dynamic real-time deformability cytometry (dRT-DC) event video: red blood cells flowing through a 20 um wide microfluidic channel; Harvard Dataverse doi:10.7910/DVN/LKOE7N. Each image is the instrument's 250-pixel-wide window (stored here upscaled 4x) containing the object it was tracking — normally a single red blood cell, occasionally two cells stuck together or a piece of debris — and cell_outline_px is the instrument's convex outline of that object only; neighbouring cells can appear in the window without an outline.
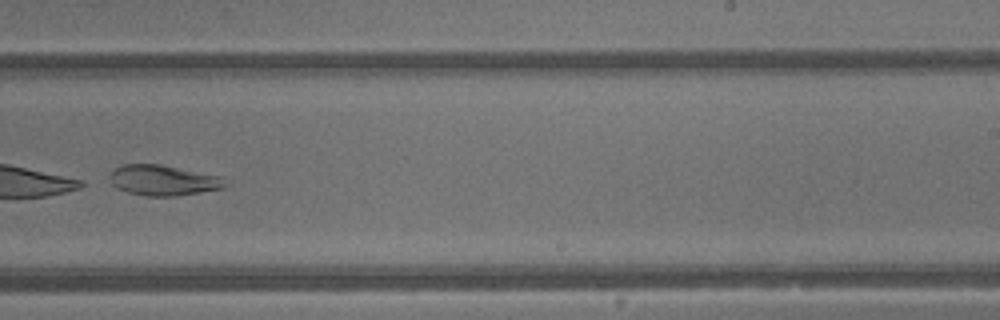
{"species": "common noctule bat (a hibernating species)", "species_latin": "Nyctalus noctula", "temperature_condition": "warm", "stored_images_in_passage": 37, "camera_frame_rate_fps": 3000, "um_per_image_px": 0.085, "animal": {"sex": "male", "body_mass_g": 13.3}, "frame": {"image": 1, "passage_image": 22, "time_ms": 7.0, "image_size_px": [1000, 320], "cell_outline_px": [[228, 184], [224, 188], [176, 196], [144, 196], [128, 192], [116, 188], [108, 180], [108, 176], [116, 168], [124, 164], [160, 164], [224, 176]], "centroid_in_image_um": [13.9, 15.32], "position_along_channel_um": 275.1, "area_um2": 20.81}}